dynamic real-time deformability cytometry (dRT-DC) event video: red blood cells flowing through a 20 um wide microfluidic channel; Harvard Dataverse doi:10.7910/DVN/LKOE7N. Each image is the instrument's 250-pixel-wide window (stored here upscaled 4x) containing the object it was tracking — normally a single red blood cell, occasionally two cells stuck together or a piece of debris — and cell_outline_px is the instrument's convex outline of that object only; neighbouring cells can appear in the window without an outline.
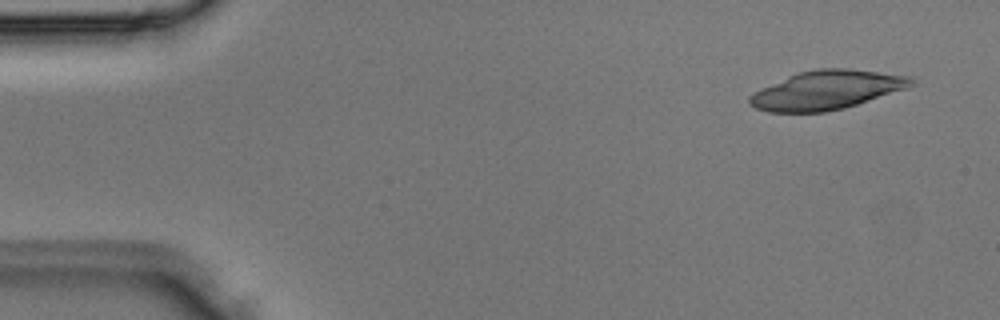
{"species": "Egyptian fruit bat (a non-hibernating species)", "species_latin": "Rousettus aegyptiacus", "temperature_condition": "room temperature", "stored_images_in_passage": 3, "camera_frame_rate_fps": 3000, "um_per_image_px": 0.085, "animal": {"sex": "male"}, "frame": {"image": 1, "passage_image": 1, "time_ms": 0.0, "image_size_px": [1000, 320], "cell_outline_px": [[912, 84], [908, 88], [844, 108], [824, 112], [768, 112], [756, 108], [748, 104], [748, 96], [760, 88], [788, 76], [800, 72], [816, 68], [848, 68], [912, 76]], "centroid_in_image_um": [70.24, 7.65], "position_along_channel_um": 14.8, "area_um2": 36.59}}